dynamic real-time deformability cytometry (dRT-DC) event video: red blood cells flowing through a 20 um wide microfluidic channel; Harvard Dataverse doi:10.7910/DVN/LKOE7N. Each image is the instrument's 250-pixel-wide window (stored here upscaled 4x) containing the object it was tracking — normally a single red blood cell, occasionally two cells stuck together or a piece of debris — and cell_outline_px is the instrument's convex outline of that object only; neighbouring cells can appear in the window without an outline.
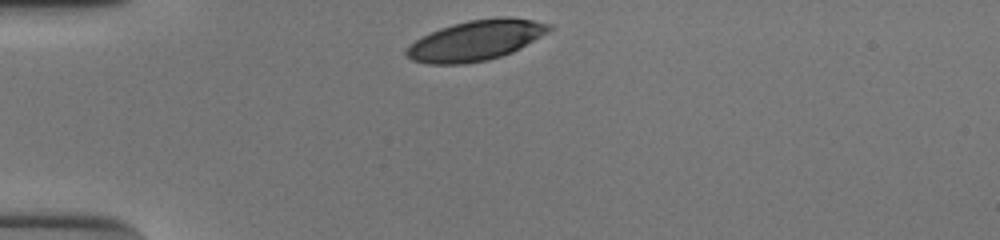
{"species": "human", "species_latin": "Homo sapiens", "temperature_condition": "cold", "stored_images_in_passage": 31, "camera_frame_rate_fps": 3000, "um_per_image_px": 0.085, "donor": {"sex": "male"}, "frame": {"image": 1, "passage_image": 1, "time_ms": 0.0, "image_size_px": [1000, 240], "cell_outline_px": [[552, 28], [548, 32], [520, 48], [512, 52], [488, 60], [464, 64], [428, 64], [412, 60], [404, 52], [416, 40], [440, 28], [452, 24], [468, 20], [496, 16], [508, 16], [532, 20], [552, 24]], "centroid_in_image_um": [40.47, 3.42], "position_along_channel_um": 44.5, "area_um2": 33.35}}
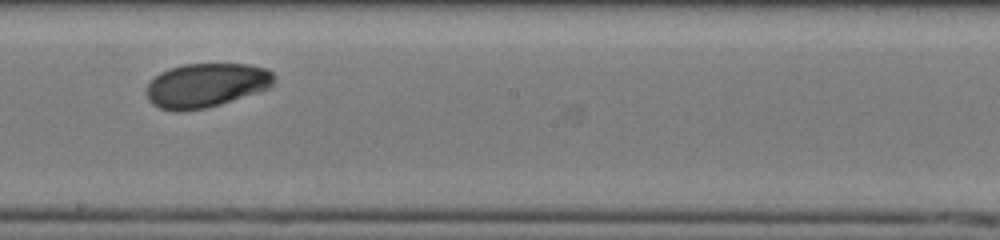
{"frame": {"image": 2, "passage_image": 18, "time_ms": 5.667, "image_size_px": [1000, 240], "cell_outline_px": [[272, 84], [268, 88], [220, 104], [204, 108], [180, 112], [176, 112], [160, 108], [152, 104], [148, 100], [144, 92], [148, 84], [160, 72], [168, 68], [184, 64], [248, 64], [264, 68], [272, 72]], "centroid_in_image_um": [17.44, 7.25], "position_along_channel_um": 230.8, "area_um2": 32.66}}
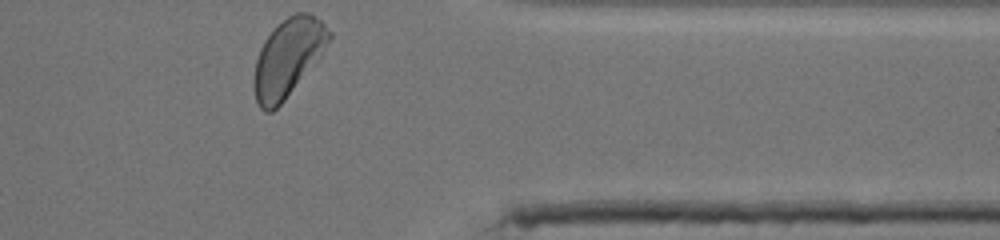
{"frame": {"image": 3, "passage_image": 31, "time_ms": 10.0, "image_size_px": [1000, 240], "cell_outline_px": [[332, 36], [320, 60], [284, 100], [272, 112], [264, 112], [260, 108], [256, 100], [252, 84], [256, 60], [260, 48], [264, 40], [288, 16], [296, 12], [308, 12], [320, 20], [332, 32]], "centroid_in_image_um": [24.5, 4.93], "position_along_channel_um": 386.9, "area_um2": 34.22}, "authors_computed_cell_mechanics": {"area_um2": 33.4662, "velocity_mm_per_s": 3.8356, "shape_relaxation_time_tau1_ms": 2.9783, "shape_relaxation_time_tau2_ms": 5.6786, "deformation_change_tau1": 0.109, "deformation_change_tau2": 0.0877}}